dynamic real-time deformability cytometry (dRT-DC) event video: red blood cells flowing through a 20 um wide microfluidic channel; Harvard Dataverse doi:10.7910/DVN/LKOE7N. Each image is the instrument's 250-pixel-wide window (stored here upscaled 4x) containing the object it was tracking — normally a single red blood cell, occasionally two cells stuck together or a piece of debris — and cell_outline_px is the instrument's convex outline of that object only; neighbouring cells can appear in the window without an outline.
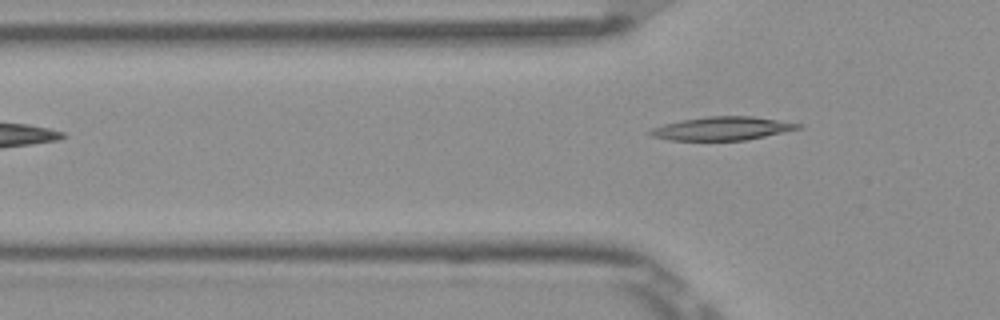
{"species": "Egyptian fruit bat (a non-hibernating species)", "species_latin": "Rousettus aegyptiacus", "temperature_condition": "room temperature", "stored_images_in_passage": 2, "camera_frame_rate_fps": 3000, "um_per_image_px": 0.085, "frame": {"image": 1, "passage_image": 2, "time_ms": 0.333, "image_size_px": [1000, 320], "cell_outline_px": [[804, 124], [800, 128], [764, 136], [744, 140], [668, 140], [652, 136], [648, 132], [652, 128], [664, 124], [680, 120], [708, 116], [752, 116]], "centroid_in_image_um": [61.36, 10.91], "position_along_channel_um": 64.4, "area_um2": 20.0}}